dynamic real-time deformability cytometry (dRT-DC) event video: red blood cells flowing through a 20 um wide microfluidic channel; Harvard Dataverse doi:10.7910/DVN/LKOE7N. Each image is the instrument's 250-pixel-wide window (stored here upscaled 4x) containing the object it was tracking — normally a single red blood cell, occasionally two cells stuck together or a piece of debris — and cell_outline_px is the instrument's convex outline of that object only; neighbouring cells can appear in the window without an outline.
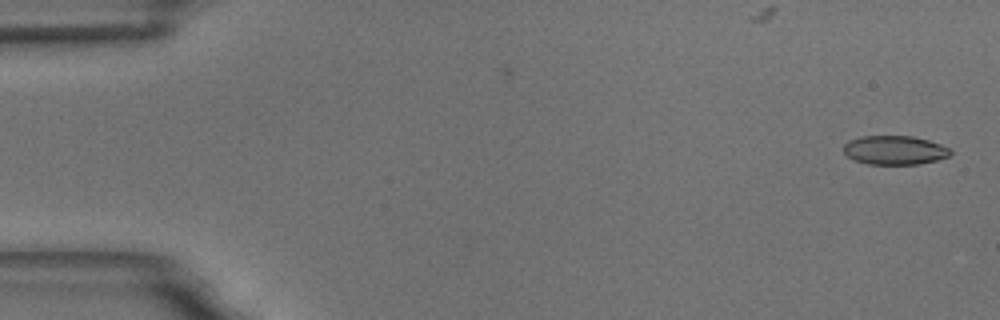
{"species": "common noctule bat (a hibernating species)", "species_latin": "Nyctalus noctula", "temperature_condition": "room temperature", "stored_images_in_passage": 2, "camera_frame_rate_fps": 3000, "um_per_image_px": 0.085, "animal": {"sex": "male", "body_mass_g": 18.8}, "frame": {"image": 1, "passage_image": 2, "time_ms": 1.0, "image_size_px": [1000, 320], "cell_outline_px": [[952, 152], [948, 156], [936, 160], [920, 164], [868, 164], [852, 160], [844, 152], [844, 144], [848, 140], [860, 136], [912, 136], [928, 140], [952, 148]], "centroid_in_image_um": [76.04, 12.76], "position_along_channel_um": 9.0, "area_um2": 18.15}}